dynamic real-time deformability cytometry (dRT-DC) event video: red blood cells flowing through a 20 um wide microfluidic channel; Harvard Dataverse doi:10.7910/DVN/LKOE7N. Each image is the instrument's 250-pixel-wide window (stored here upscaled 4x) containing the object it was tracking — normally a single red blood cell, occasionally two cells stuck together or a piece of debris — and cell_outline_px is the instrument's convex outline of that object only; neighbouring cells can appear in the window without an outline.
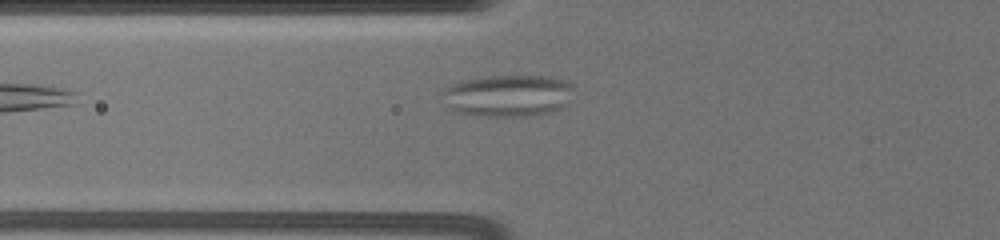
{"species": "common noctule bat (a hibernating species)", "species_latin": "Nyctalus noctula", "temperature_condition": "warm", "stored_images_in_passage": 15, "camera_frame_rate_fps": 3000, "um_per_image_px": 0.085, "animal": {"sex": "female", "body_mass_g": 19.5, "forearm_length_mm": 54.1}, "frame": {"image": 1, "passage_image": 2, "time_ms": 1.0, "image_size_px": [1000, 240], "cell_outline_px": [[572, 88], [568, 104], [560, 108], [548, 112], [528, 116], [484, 116], [452, 112], [444, 104], [440, 92], [444, 88], [452, 84], [468, 80], [488, 76], [548, 76], [564, 80], [572, 84]], "centroid_in_image_um": [43.12, 8.14], "position_along_channel_um": 82.7, "area_um2": 32.19}}
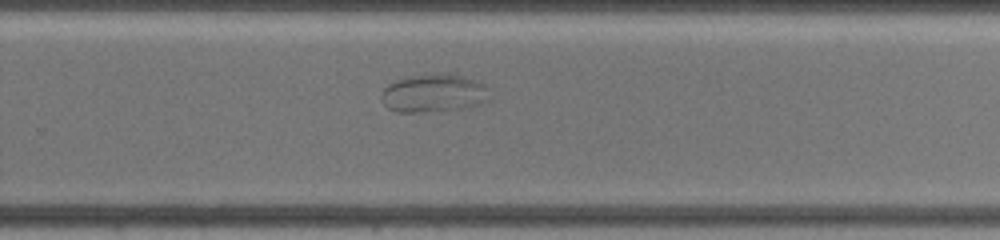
{"frame": {"image": 2, "passage_image": 9, "time_ms": 7.0, "image_size_px": [1000, 240], "cell_outline_px": [[488, 100], [464, 108], [420, 112], [396, 112], [388, 108], [384, 104], [380, 96], [384, 88], [388, 84], [396, 80], [412, 76], [464, 76], [476, 80], [484, 84]], "centroid_in_image_um": [36.79, 7.96], "position_along_channel_um": 293.0, "area_um2": 23.12}}
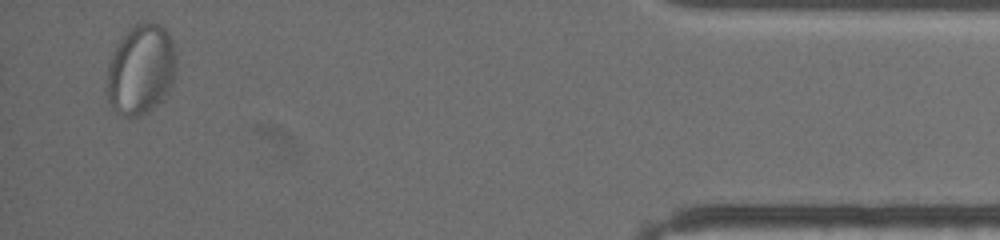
{"frame": {"image": 3, "passage_image": 15, "time_ms": 12.333, "image_size_px": [1000, 240], "cell_outline_px": [[176, 72], [172, 84], [160, 100], [148, 112], [140, 116], [124, 116], [112, 108], [108, 100], [108, 64], [120, 40], [128, 28], [140, 20], [144, 20], [160, 24], [168, 32], [172, 40], [176, 56]], "centroid_in_image_um": [11.99, 5.86], "position_along_channel_um": 423.2, "area_um2": 36.41}}